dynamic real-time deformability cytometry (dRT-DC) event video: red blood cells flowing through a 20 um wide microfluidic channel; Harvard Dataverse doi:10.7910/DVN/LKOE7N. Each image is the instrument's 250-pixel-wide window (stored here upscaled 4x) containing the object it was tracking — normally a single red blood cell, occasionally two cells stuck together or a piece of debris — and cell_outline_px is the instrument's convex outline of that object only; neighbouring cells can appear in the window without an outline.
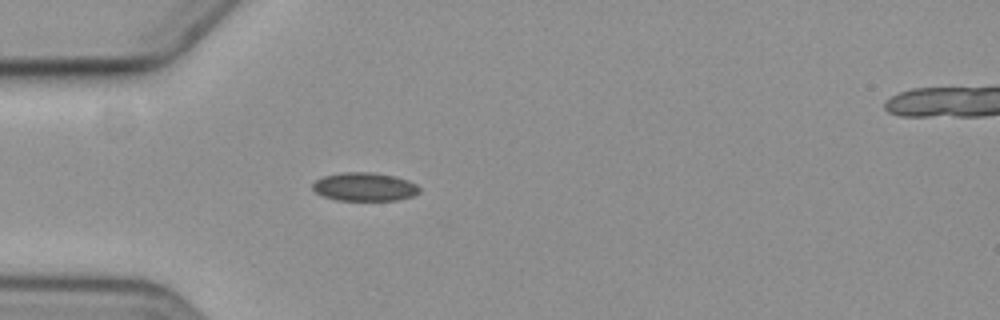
{"species": "common noctule bat (a hibernating species)", "species_latin": "Nyctalus noctula", "temperature_condition": "cold", "stored_images_in_passage": 5, "segment_of_instrument_passage": [1, 2], "camera_frame_rate_fps": 3000, "um_per_image_px": 0.085, "animal": {"sex": "female", "body_mass_g": 19.3, "forearm_length_mm": 54.1}, "frame": {"image": 1, "passage_image": 4, "time_ms": 3.667, "image_size_px": [1000, 320], "cell_outline_px": [[420, 192], [412, 196], [396, 200], [336, 200], [324, 196], [316, 192], [312, 188], [312, 184], [316, 180], [324, 176], [340, 172], [372, 172], [392, 176], [408, 180], [416, 184], [420, 188]], "centroid_in_image_um": [30.98, 15.87], "position_along_channel_um": 54.0, "area_um2": 17.63}}